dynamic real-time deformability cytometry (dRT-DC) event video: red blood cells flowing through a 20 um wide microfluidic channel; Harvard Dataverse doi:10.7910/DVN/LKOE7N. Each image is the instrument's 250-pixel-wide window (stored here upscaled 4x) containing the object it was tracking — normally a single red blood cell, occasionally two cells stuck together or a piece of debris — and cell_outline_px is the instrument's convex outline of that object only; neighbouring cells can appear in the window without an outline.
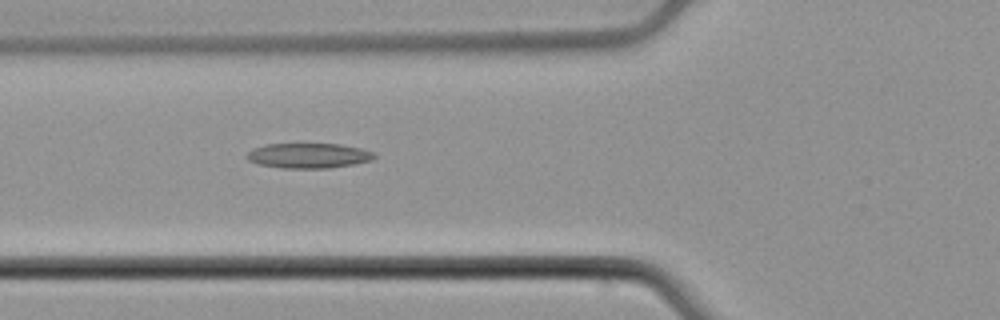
{"species": "common noctule bat (a hibernating species)", "species_latin": "Nyctalus noctula", "temperature_condition": "cold", "stored_images_in_passage": 4, "camera_frame_rate_fps": 3000, "um_per_image_px": 0.085, "animal": {"sex": "male", "body_mass_g": 21.5, "forearm_length_mm": 52.0}, "frame": {"image": 1, "passage_image": 4, "time_ms": 1.0, "image_size_px": [1000, 320], "cell_outline_px": [[376, 156], [372, 160], [352, 164], [328, 168], [280, 168], [260, 164], [248, 160], [244, 156], [252, 148], [268, 144], [340, 144], [360, 148], [372, 152]], "centroid_in_image_um": [26.19, 13.23], "position_along_channel_um": 99.6, "area_um2": 18.5}}